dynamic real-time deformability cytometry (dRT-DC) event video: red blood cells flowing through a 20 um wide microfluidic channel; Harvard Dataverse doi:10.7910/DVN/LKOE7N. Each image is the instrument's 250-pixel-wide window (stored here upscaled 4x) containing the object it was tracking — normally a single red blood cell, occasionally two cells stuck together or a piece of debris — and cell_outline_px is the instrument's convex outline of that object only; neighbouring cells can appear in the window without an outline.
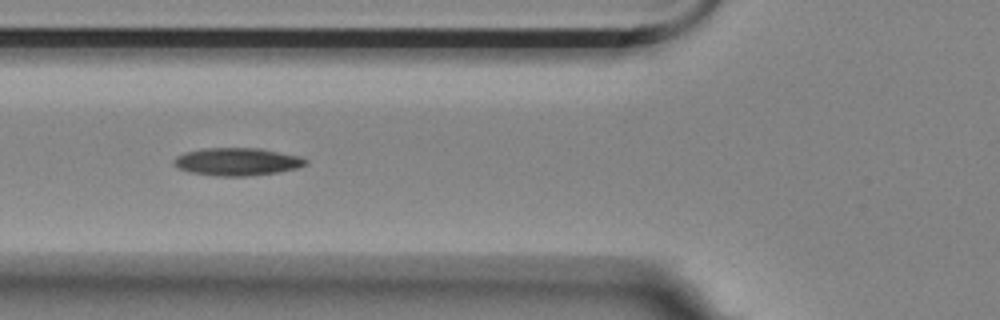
{"species": "Egyptian fruit bat (a non-hibernating species)", "species_latin": "Rousettus aegyptiacus", "temperature_condition": "room temperature", "stored_images_in_passage": 7, "camera_frame_rate_fps": 3000, "um_per_image_px": 0.085, "animal": {"sex": "female"}, "frame": {"image": 1, "passage_image": 5, "time_ms": 1.333, "image_size_px": [1000, 320], "cell_outline_px": [[308, 164], [296, 168], [280, 172], [248, 176], [220, 176], [192, 172], [180, 168], [172, 164], [172, 160], [176, 156], [184, 152], [204, 148], [260, 148], [300, 156], [308, 160]], "centroid_in_image_um": [20.17, 13.73], "position_along_channel_um": 105.6, "area_um2": 21.33}}
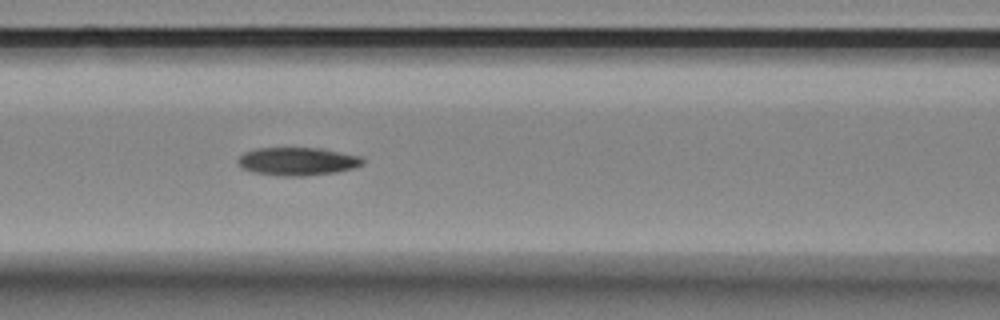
{"frame": {"image": 2, "passage_image": 6, "time_ms": 1.667, "image_size_px": [1000, 320], "cell_outline_px": [[364, 164], [352, 168], [332, 172], [304, 176], [284, 176], [252, 172], [244, 168], [236, 160], [244, 152], [252, 148], [320, 148], [360, 156], [364, 160]], "centroid_in_image_um": [25.26, 13.7], "position_along_channel_um": 141.3, "area_um2": 20.23}}
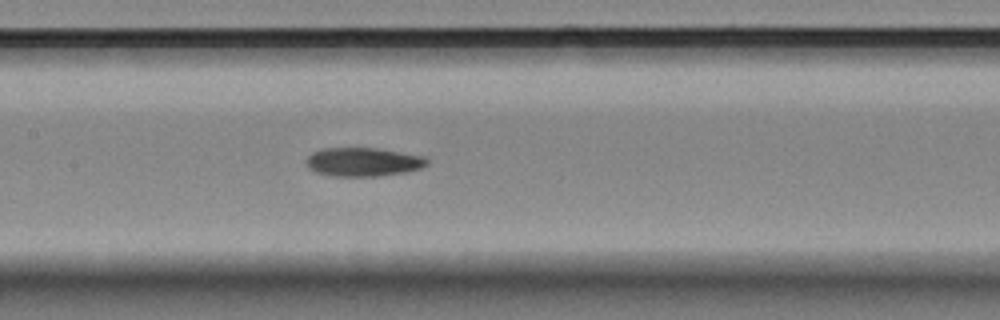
{"frame": {"image": 3, "passage_image": 7, "time_ms": 2.0, "image_size_px": [1000, 320], "cell_outline_px": [[428, 164], [420, 168], [404, 172], [376, 176], [336, 176], [316, 172], [308, 168], [308, 156], [312, 152], [324, 148], [376, 148], [424, 156], [428, 160]], "centroid_in_image_um": [30.88, 13.76], "position_along_channel_um": 176.5, "area_um2": 19.94}}